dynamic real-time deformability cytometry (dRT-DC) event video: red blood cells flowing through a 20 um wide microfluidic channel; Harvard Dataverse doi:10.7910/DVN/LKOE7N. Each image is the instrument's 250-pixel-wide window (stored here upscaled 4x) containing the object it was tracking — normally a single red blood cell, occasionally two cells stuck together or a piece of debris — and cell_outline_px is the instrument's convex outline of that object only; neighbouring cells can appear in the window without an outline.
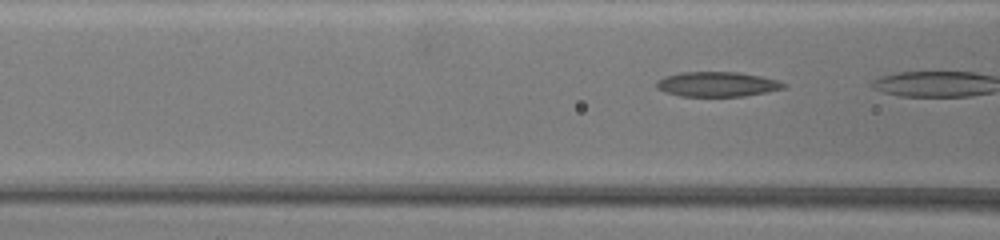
{"species": "common noctule bat (a hibernating species)", "species_latin": "Nyctalus noctula", "temperature_condition": "warm", "stored_images_in_passage": 4, "camera_frame_rate_fps": 3000, "um_per_image_px": 0.085, "animal": {"sex": "female", "body_mass_g": 19.5, "forearm_length_mm": 54.1}, "frame": {"image": 1, "passage_image": 3, "time_ms": 0.667, "image_size_px": [1000, 240], "cell_outline_px": [[788, 84], [784, 88], [768, 92], [744, 96], [680, 96], [664, 92], [656, 88], [656, 80], [664, 76], [680, 72], [740, 72], [760, 76], [776, 80]], "centroid_in_image_um": [60.93, 7.16], "position_along_channel_um": 105.7, "area_um2": 18.55}}